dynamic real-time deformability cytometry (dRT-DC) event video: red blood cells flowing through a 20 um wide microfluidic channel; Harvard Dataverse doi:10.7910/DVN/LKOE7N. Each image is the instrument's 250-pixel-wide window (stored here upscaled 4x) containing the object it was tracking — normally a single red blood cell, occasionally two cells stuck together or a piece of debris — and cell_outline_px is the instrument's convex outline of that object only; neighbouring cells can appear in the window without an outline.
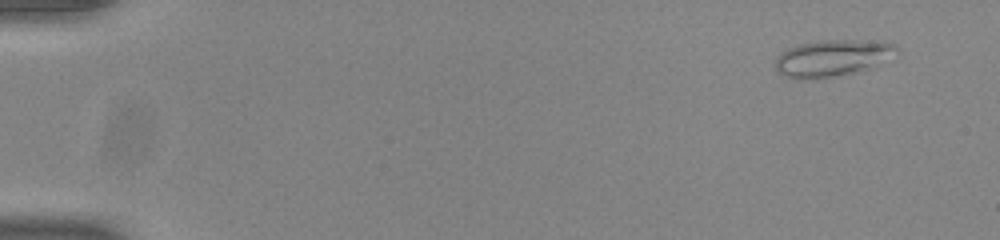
{"species": "common noctule bat (a hibernating species)", "species_latin": "Nyctalus noctula", "temperature_condition": "room temperature", "stored_images_in_passage": 50, "camera_frame_rate_fps": 3000, "um_per_image_px": 0.085, "animal": {"sex": "male", "body_mass_g": 20.0, "forearm_length_mm": 53.3}, "frame": {"image": 1, "passage_image": 1, "time_ms": 0.0, "image_size_px": [1000, 240], "cell_outline_px": [[896, 48], [868, 68], [832, 76], [784, 76], [776, 72], [776, 60], [780, 52], [788, 48], [800, 44], [824, 40], [856, 40], [892, 44]], "centroid_in_image_um": [70.58, 4.89], "position_along_channel_um": 14.4, "area_um2": 23.81}}
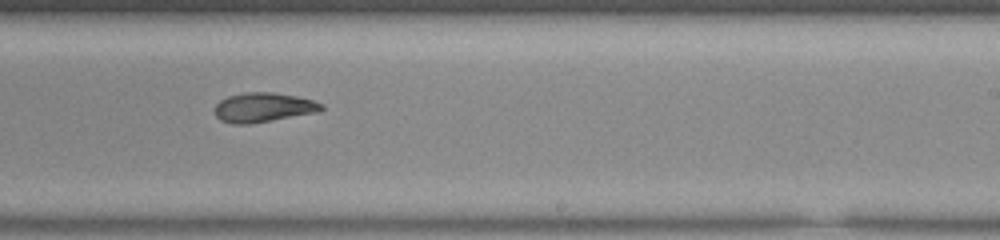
{"frame": {"image": 2, "passage_image": 31, "time_ms": 10.0, "image_size_px": [1000, 240], "cell_outline_px": [[324, 108], [312, 112], [272, 120], [248, 124], [232, 124], [220, 120], [216, 116], [216, 104], [220, 100], [228, 96], [244, 92], [272, 92], [296, 96], [312, 100], [324, 104]], "centroid_in_image_um": [22.33, 9.12], "position_along_channel_um": 266.7, "area_um2": 17.98}}
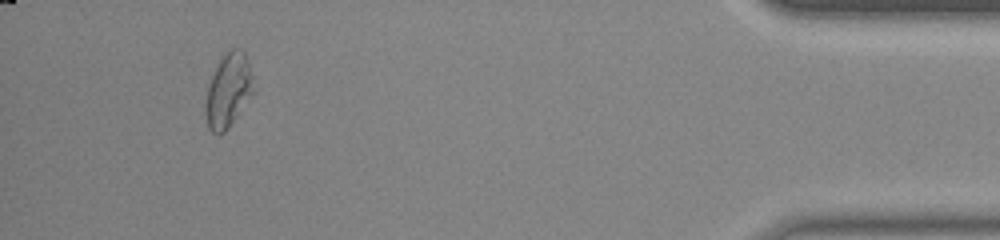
{"frame": {"image": 3, "passage_image": 47, "time_ms": 15.333, "image_size_px": [1000, 240], "cell_outline_px": [[252, 92], [228, 128], [220, 136], [212, 132], [208, 128], [204, 112], [204, 104], [208, 88], [212, 76], [220, 60], [232, 48], [240, 48], [244, 52], [248, 60], [252, 76]], "centroid_in_image_um": [19.36, 7.72], "position_along_channel_um": 415.8, "area_um2": 20.11}, "authors_computed_cell_mechanics": {"area_um2": 19.6809, "velocity_mm_per_s": 3.903, "shape_relaxation_time_tau1_ms": null, "shape_relaxation_time_tau2_ms": 4.3708, "deformation_change_tau1": null, "deformation_change_tau2": 0.1059}}